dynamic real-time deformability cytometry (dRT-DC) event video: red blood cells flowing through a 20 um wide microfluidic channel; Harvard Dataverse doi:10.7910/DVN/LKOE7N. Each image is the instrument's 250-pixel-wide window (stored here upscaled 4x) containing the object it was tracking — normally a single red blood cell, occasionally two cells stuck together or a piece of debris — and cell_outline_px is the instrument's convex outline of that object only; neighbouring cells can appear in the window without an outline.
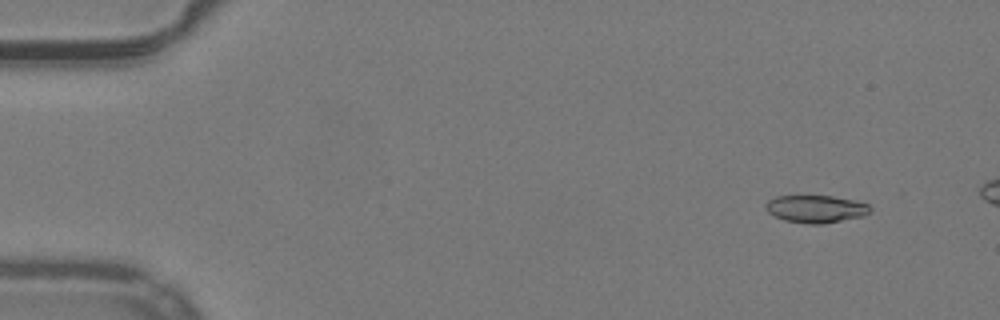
{"species": "common noctule bat (a hibernating species)", "species_latin": "Nyctalus noctula", "temperature_condition": "warm", "stored_images_in_passage": 14, "camera_frame_rate_fps": 3000, "um_per_image_px": 0.085, "animal": {"sex": "male", "body_mass_g": 19.2, "forearm_length_mm": 51.8}, "frame": {"image": 1, "passage_image": 5, "time_ms": 1.333, "image_size_px": [1000, 320], "cell_outline_px": [[872, 212], [864, 216], [824, 224], [808, 224], [784, 220], [768, 212], [764, 208], [764, 204], [768, 200], [776, 196], [832, 196], [852, 200], [868, 204], [872, 208]], "centroid_in_image_um": [69.35, 17.76], "position_along_channel_um": 15.6, "area_um2": 16.88}}